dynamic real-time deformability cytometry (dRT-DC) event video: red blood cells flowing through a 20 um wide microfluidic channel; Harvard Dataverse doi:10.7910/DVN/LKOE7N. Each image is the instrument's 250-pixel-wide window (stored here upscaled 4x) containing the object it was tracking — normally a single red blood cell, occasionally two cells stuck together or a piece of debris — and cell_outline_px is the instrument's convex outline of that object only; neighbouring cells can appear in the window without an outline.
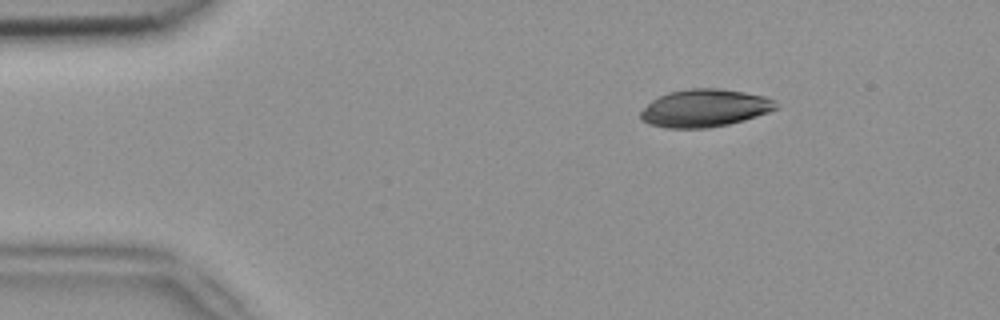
{"species": "common noctule bat (a hibernating species)", "species_latin": "Nyctalus noctula", "temperature_condition": "room temperature", "stored_images_in_passage": 44, "camera_frame_rate_fps": 3000, "um_per_image_px": 0.085, "animal": {"sex": "female", "body_mass_g": 18.4}, "frame": {"image": 1, "passage_image": 1, "time_ms": 0.0, "image_size_px": [1000, 320], "cell_outline_px": [[776, 108], [768, 112], [744, 120], [728, 124], [708, 128], [664, 128], [648, 124], [640, 120], [640, 112], [652, 100], [668, 92], [688, 88], [720, 88], [744, 92], [764, 96], [776, 100]], "centroid_in_image_um": [59.87, 9.19], "position_along_channel_um": 25.1, "area_um2": 29.77}}
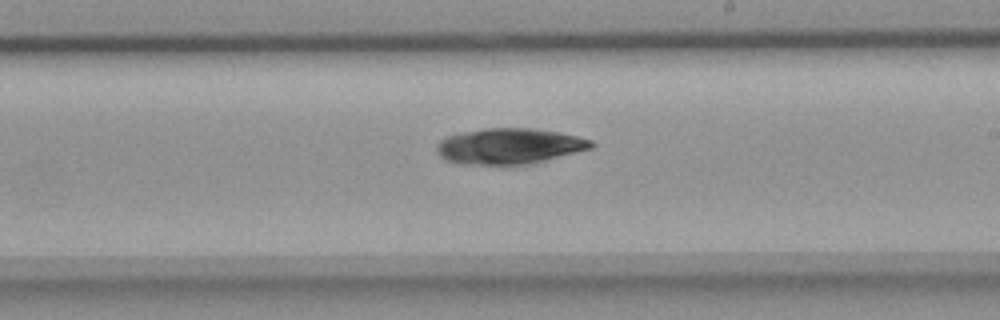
{"frame": {"image": 2, "passage_image": 23, "time_ms": 7.333, "image_size_px": [1000, 320], "cell_outline_px": [[596, 144], [592, 148], [532, 164], [460, 164], [444, 160], [436, 152], [436, 144], [440, 140], [448, 136], [464, 132], [484, 128], [532, 128], [560, 132], [592, 140]], "centroid_in_image_um": [43.29, 12.42], "position_along_channel_um": 245.7, "area_um2": 32.31}}
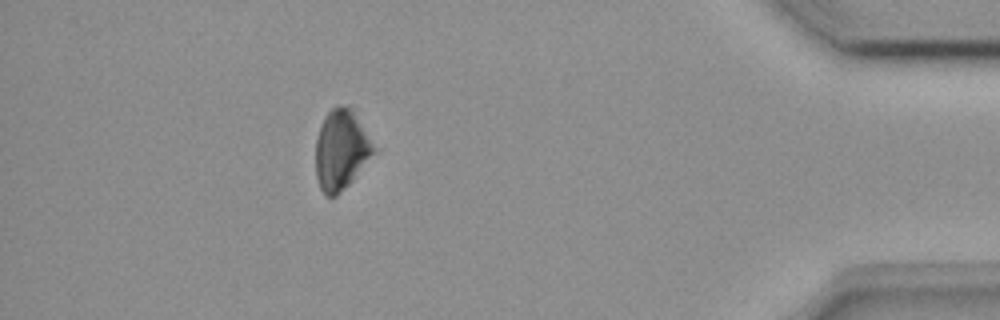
{"frame": {"image": 3, "passage_image": 39, "time_ms": 12.667, "image_size_px": [1000, 320], "cell_outline_px": [[380, 148], [352, 180], [336, 196], [324, 196], [320, 188], [316, 176], [316, 140], [324, 116], [336, 104], [352, 104]], "centroid_in_image_um": [29.08, 12.64], "position_along_channel_um": 406.1, "area_um2": 28.26}}